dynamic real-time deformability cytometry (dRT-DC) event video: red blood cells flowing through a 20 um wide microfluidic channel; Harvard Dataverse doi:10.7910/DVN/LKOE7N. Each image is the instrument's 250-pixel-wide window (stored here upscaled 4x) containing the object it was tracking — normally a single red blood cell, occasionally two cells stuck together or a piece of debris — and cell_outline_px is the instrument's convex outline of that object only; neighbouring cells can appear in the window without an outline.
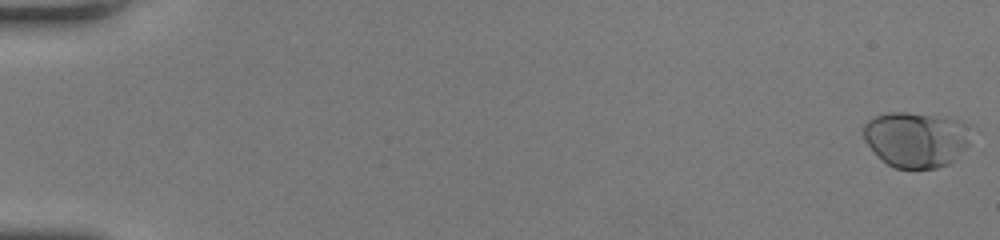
{"species": "human", "species_latin": "Homo sapiens", "temperature_condition": "room temperature", "stored_images_in_passage": 53, "camera_frame_rate_fps": 3000, "um_per_image_px": 0.085, "donor": {"sex": "female"}, "frame": {"image": 1, "passage_image": 1, "time_ms": 0.0, "image_size_px": [1000, 240], "cell_outline_px": [[968, 148], [948, 164], [936, 168], [896, 168], [888, 164], [864, 140], [864, 124], [868, 120], [876, 116], [888, 112], [908, 112], [948, 116], [960, 120], [968, 124]], "centroid_in_image_um": [77.9, 11.82], "position_along_channel_um": 7.1, "area_um2": 34.8}}
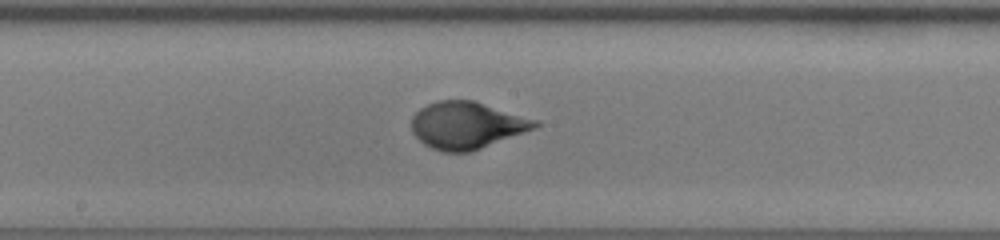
{"frame": {"image": 2, "passage_image": 30, "time_ms": 9.667, "image_size_px": [1000, 240], "cell_outline_px": [[540, 124], [536, 128], [472, 152], [444, 152], [432, 148], [424, 144], [412, 132], [412, 116], [420, 108], [436, 100], [472, 100], [540, 120]], "centroid_in_image_um": [39.7, 10.65], "position_along_channel_um": 208.5, "area_um2": 33.99}}
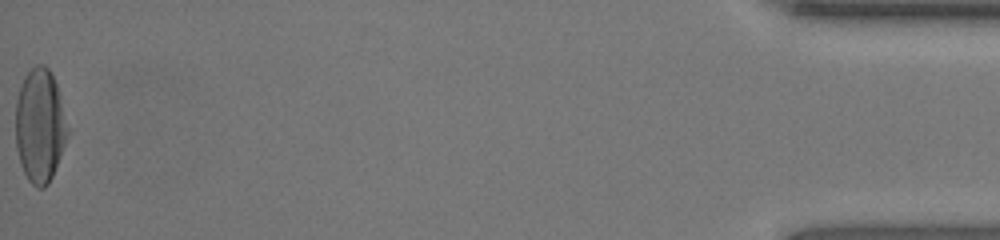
{"frame": {"image": 3, "passage_image": 53, "time_ms": 17.333, "image_size_px": [1000, 240], "cell_outline_px": [[68, 132], [60, 156], [52, 176], [48, 184], [44, 188], [36, 188], [28, 180], [20, 164], [16, 148], [16, 100], [24, 76], [36, 64], [44, 64], [48, 68], [56, 84], [60, 96], [68, 128]], "centroid_in_image_um": [3.37, 10.69], "position_along_channel_um": 431.8, "area_um2": 34.22}, "authors_computed_cell_mechanics": {"area_um2": 32.8304, "velocity_mm_per_s": 4.1502, "shape_relaxation_time_tau1_ms": 4.8029, "shape_relaxation_time_tau2_ms": null, "deformation_change_tau1": 0.2117, "deformation_change_tau2": null}}